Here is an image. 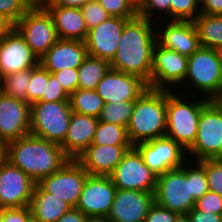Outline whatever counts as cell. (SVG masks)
<instances>
[{
	"mask_svg": "<svg viewBox=\"0 0 222 222\" xmlns=\"http://www.w3.org/2000/svg\"><path fill=\"white\" fill-rule=\"evenodd\" d=\"M155 26L153 21L139 15L128 20L123 27L116 54L110 61L112 69L138 76L148 87L156 44Z\"/></svg>",
	"mask_w": 222,
	"mask_h": 222,
	"instance_id": "6da1fadb",
	"label": "cell"
},
{
	"mask_svg": "<svg viewBox=\"0 0 222 222\" xmlns=\"http://www.w3.org/2000/svg\"><path fill=\"white\" fill-rule=\"evenodd\" d=\"M8 162L35 183L58 171L70 158L55 142L31 134L7 143Z\"/></svg>",
	"mask_w": 222,
	"mask_h": 222,
	"instance_id": "7a4b0ae2",
	"label": "cell"
},
{
	"mask_svg": "<svg viewBox=\"0 0 222 222\" xmlns=\"http://www.w3.org/2000/svg\"><path fill=\"white\" fill-rule=\"evenodd\" d=\"M166 133V90L147 88L134 101V110L127 126L133 146Z\"/></svg>",
	"mask_w": 222,
	"mask_h": 222,
	"instance_id": "3957f363",
	"label": "cell"
},
{
	"mask_svg": "<svg viewBox=\"0 0 222 222\" xmlns=\"http://www.w3.org/2000/svg\"><path fill=\"white\" fill-rule=\"evenodd\" d=\"M173 91L166 90L165 135L187 151L195 142L201 110L210 100L202 96L200 101H186Z\"/></svg>",
	"mask_w": 222,
	"mask_h": 222,
	"instance_id": "277c9868",
	"label": "cell"
},
{
	"mask_svg": "<svg viewBox=\"0 0 222 222\" xmlns=\"http://www.w3.org/2000/svg\"><path fill=\"white\" fill-rule=\"evenodd\" d=\"M186 81L208 100L222 98V64L215 49L201 46L188 57Z\"/></svg>",
	"mask_w": 222,
	"mask_h": 222,
	"instance_id": "5b68a950",
	"label": "cell"
},
{
	"mask_svg": "<svg viewBox=\"0 0 222 222\" xmlns=\"http://www.w3.org/2000/svg\"><path fill=\"white\" fill-rule=\"evenodd\" d=\"M189 154L195 161L222 158V98L210 100L202 108L195 142L187 150L188 160H192Z\"/></svg>",
	"mask_w": 222,
	"mask_h": 222,
	"instance_id": "8992f818",
	"label": "cell"
},
{
	"mask_svg": "<svg viewBox=\"0 0 222 222\" xmlns=\"http://www.w3.org/2000/svg\"><path fill=\"white\" fill-rule=\"evenodd\" d=\"M72 112L69 101L31 104L30 134L60 145L66 137Z\"/></svg>",
	"mask_w": 222,
	"mask_h": 222,
	"instance_id": "52a82bcc",
	"label": "cell"
},
{
	"mask_svg": "<svg viewBox=\"0 0 222 222\" xmlns=\"http://www.w3.org/2000/svg\"><path fill=\"white\" fill-rule=\"evenodd\" d=\"M15 28L39 59L59 39L51 15L41 4H34L15 23Z\"/></svg>",
	"mask_w": 222,
	"mask_h": 222,
	"instance_id": "ba28073f",
	"label": "cell"
},
{
	"mask_svg": "<svg viewBox=\"0 0 222 222\" xmlns=\"http://www.w3.org/2000/svg\"><path fill=\"white\" fill-rule=\"evenodd\" d=\"M155 202L181 214H187L195 206L191 180L185 174V163L176 169L157 176Z\"/></svg>",
	"mask_w": 222,
	"mask_h": 222,
	"instance_id": "9c48e42d",
	"label": "cell"
},
{
	"mask_svg": "<svg viewBox=\"0 0 222 222\" xmlns=\"http://www.w3.org/2000/svg\"><path fill=\"white\" fill-rule=\"evenodd\" d=\"M88 175L76 159H70L58 171L42 178L37 184L45 192L75 208Z\"/></svg>",
	"mask_w": 222,
	"mask_h": 222,
	"instance_id": "30bf717a",
	"label": "cell"
},
{
	"mask_svg": "<svg viewBox=\"0 0 222 222\" xmlns=\"http://www.w3.org/2000/svg\"><path fill=\"white\" fill-rule=\"evenodd\" d=\"M142 155L145 165L156 175L180 168L187 161V151L172 138L165 136L134 146Z\"/></svg>",
	"mask_w": 222,
	"mask_h": 222,
	"instance_id": "8fae6325",
	"label": "cell"
},
{
	"mask_svg": "<svg viewBox=\"0 0 222 222\" xmlns=\"http://www.w3.org/2000/svg\"><path fill=\"white\" fill-rule=\"evenodd\" d=\"M109 176L117 189L155 193L157 176L145 165L134 146L123 155Z\"/></svg>",
	"mask_w": 222,
	"mask_h": 222,
	"instance_id": "7c38bea8",
	"label": "cell"
},
{
	"mask_svg": "<svg viewBox=\"0 0 222 222\" xmlns=\"http://www.w3.org/2000/svg\"><path fill=\"white\" fill-rule=\"evenodd\" d=\"M188 57L171 49L160 46L153 48L152 72L149 88L169 90L182 84L187 74Z\"/></svg>",
	"mask_w": 222,
	"mask_h": 222,
	"instance_id": "4fadbf2b",
	"label": "cell"
},
{
	"mask_svg": "<svg viewBox=\"0 0 222 222\" xmlns=\"http://www.w3.org/2000/svg\"><path fill=\"white\" fill-rule=\"evenodd\" d=\"M117 188L108 175H88L76 209L87 216H108Z\"/></svg>",
	"mask_w": 222,
	"mask_h": 222,
	"instance_id": "5bb4252c",
	"label": "cell"
},
{
	"mask_svg": "<svg viewBox=\"0 0 222 222\" xmlns=\"http://www.w3.org/2000/svg\"><path fill=\"white\" fill-rule=\"evenodd\" d=\"M35 182L8 161L0 169V208L30 206Z\"/></svg>",
	"mask_w": 222,
	"mask_h": 222,
	"instance_id": "9a60e30c",
	"label": "cell"
},
{
	"mask_svg": "<svg viewBox=\"0 0 222 222\" xmlns=\"http://www.w3.org/2000/svg\"><path fill=\"white\" fill-rule=\"evenodd\" d=\"M147 88L148 84L138 76L110 68L97 84L96 92L106 104L135 101Z\"/></svg>",
	"mask_w": 222,
	"mask_h": 222,
	"instance_id": "2e32d148",
	"label": "cell"
},
{
	"mask_svg": "<svg viewBox=\"0 0 222 222\" xmlns=\"http://www.w3.org/2000/svg\"><path fill=\"white\" fill-rule=\"evenodd\" d=\"M38 64L39 58L15 27L0 39V78Z\"/></svg>",
	"mask_w": 222,
	"mask_h": 222,
	"instance_id": "e0dca14e",
	"label": "cell"
},
{
	"mask_svg": "<svg viewBox=\"0 0 222 222\" xmlns=\"http://www.w3.org/2000/svg\"><path fill=\"white\" fill-rule=\"evenodd\" d=\"M31 105L0 91V139L17 140L30 134Z\"/></svg>",
	"mask_w": 222,
	"mask_h": 222,
	"instance_id": "ac0fdd59",
	"label": "cell"
},
{
	"mask_svg": "<svg viewBox=\"0 0 222 222\" xmlns=\"http://www.w3.org/2000/svg\"><path fill=\"white\" fill-rule=\"evenodd\" d=\"M154 202V193L117 189L107 217L111 222H144Z\"/></svg>",
	"mask_w": 222,
	"mask_h": 222,
	"instance_id": "d6986e66",
	"label": "cell"
},
{
	"mask_svg": "<svg viewBox=\"0 0 222 222\" xmlns=\"http://www.w3.org/2000/svg\"><path fill=\"white\" fill-rule=\"evenodd\" d=\"M129 19L110 16L88 30L85 40L88 55L111 61L116 54L125 23Z\"/></svg>",
	"mask_w": 222,
	"mask_h": 222,
	"instance_id": "ffe728a7",
	"label": "cell"
},
{
	"mask_svg": "<svg viewBox=\"0 0 222 222\" xmlns=\"http://www.w3.org/2000/svg\"><path fill=\"white\" fill-rule=\"evenodd\" d=\"M164 29L156 32V42L167 49L187 57L191 56L200 45V40L192 21L170 20Z\"/></svg>",
	"mask_w": 222,
	"mask_h": 222,
	"instance_id": "44dd1931",
	"label": "cell"
},
{
	"mask_svg": "<svg viewBox=\"0 0 222 222\" xmlns=\"http://www.w3.org/2000/svg\"><path fill=\"white\" fill-rule=\"evenodd\" d=\"M87 56L85 42L59 38L39 59V63L53 73L62 69L78 68Z\"/></svg>",
	"mask_w": 222,
	"mask_h": 222,
	"instance_id": "7402d4cb",
	"label": "cell"
},
{
	"mask_svg": "<svg viewBox=\"0 0 222 222\" xmlns=\"http://www.w3.org/2000/svg\"><path fill=\"white\" fill-rule=\"evenodd\" d=\"M98 118L72 112L64 141L60 144L70 159H77L93 142Z\"/></svg>",
	"mask_w": 222,
	"mask_h": 222,
	"instance_id": "603a6c76",
	"label": "cell"
},
{
	"mask_svg": "<svg viewBox=\"0 0 222 222\" xmlns=\"http://www.w3.org/2000/svg\"><path fill=\"white\" fill-rule=\"evenodd\" d=\"M133 146L91 144L76 160L89 175H110Z\"/></svg>",
	"mask_w": 222,
	"mask_h": 222,
	"instance_id": "cb8c5ba5",
	"label": "cell"
},
{
	"mask_svg": "<svg viewBox=\"0 0 222 222\" xmlns=\"http://www.w3.org/2000/svg\"><path fill=\"white\" fill-rule=\"evenodd\" d=\"M51 15L58 38L85 42L88 29L80 8L44 7Z\"/></svg>",
	"mask_w": 222,
	"mask_h": 222,
	"instance_id": "d4e9b609",
	"label": "cell"
},
{
	"mask_svg": "<svg viewBox=\"0 0 222 222\" xmlns=\"http://www.w3.org/2000/svg\"><path fill=\"white\" fill-rule=\"evenodd\" d=\"M72 207L60 198L45 192L37 183L34 186L30 209L36 222H57Z\"/></svg>",
	"mask_w": 222,
	"mask_h": 222,
	"instance_id": "484cf974",
	"label": "cell"
},
{
	"mask_svg": "<svg viewBox=\"0 0 222 222\" xmlns=\"http://www.w3.org/2000/svg\"><path fill=\"white\" fill-rule=\"evenodd\" d=\"M193 23L202 47L215 49L222 45V15L200 14Z\"/></svg>",
	"mask_w": 222,
	"mask_h": 222,
	"instance_id": "4316f807",
	"label": "cell"
},
{
	"mask_svg": "<svg viewBox=\"0 0 222 222\" xmlns=\"http://www.w3.org/2000/svg\"><path fill=\"white\" fill-rule=\"evenodd\" d=\"M110 68V61L88 55L78 67V88L96 90Z\"/></svg>",
	"mask_w": 222,
	"mask_h": 222,
	"instance_id": "83f0119b",
	"label": "cell"
},
{
	"mask_svg": "<svg viewBox=\"0 0 222 222\" xmlns=\"http://www.w3.org/2000/svg\"><path fill=\"white\" fill-rule=\"evenodd\" d=\"M69 103L73 112L98 118L104 102L96 90L77 88L69 95Z\"/></svg>",
	"mask_w": 222,
	"mask_h": 222,
	"instance_id": "f1b7e54d",
	"label": "cell"
},
{
	"mask_svg": "<svg viewBox=\"0 0 222 222\" xmlns=\"http://www.w3.org/2000/svg\"><path fill=\"white\" fill-rule=\"evenodd\" d=\"M93 145L133 146L127 134V128L113 123L98 121Z\"/></svg>",
	"mask_w": 222,
	"mask_h": 222,
	"instance_id": "f546056e",
	"label": "cell"
},
{
	"mask_svg": "<svg viewBox=\"0 0 222 222\" xmlns=\"http://www.w3.org/2000/svg\"><path fill=\"white\" fill-rule=\"evenodd\" d=\"M32 69L14 72L0 78V91L5 95L27 102V86L30 82Z\"/></svg>",
	"mask_w": 222,
	"mask_h": 222,
	"instance_id": "4dcf8cb0",
	"label": "cell"
},
{
	"mask_svg": "<svg viewBox=\"0 0 222 222\" xmlns=\"http://www.w3.org/2000/svg\"><path fill=\"white\" fill-rule=\"evenodd\" d=\"M134 110V101L106 103L98 117L99 121L128 126Z\"/></svg>",
	"mask_w": 222,
	"mask_h": 222,
	"instance_id": "1f68e13d",
	"label": "cell"
},
{
	"mask_svg": "<svg viewBox=\"0 0 222 222\" xmlns=\"http://www.w3.org/2000/svg\"><path fill=\"white\" fill-rule=\"evenodd\" d=\"M191 164L192 161L190 165H187L185 162V174L187 179L191 180L192 195L196 201L209 191L205 172V159L196 162L194 160V167Z\"/></svg>",
	"mask_w": 222,
	"mask_h": 222,
	"instance_id": "d6a6232c",
	"label": "cell"
},
{
	"mask_svg": "<svg viewBox=\"0 0 222 222\" xmlns=\"http://www.w3.org/2000/svg\"><path fill=\"white\" fill-rule=\"evenodd\" d=\"M50 72L40 63L31 70L30 82L27 86V103L30 105L39 101L45 94V83Z\"/></svg>",
	"mask_w": 222,
	"mask_h": 222,
	"instance_id": "836d02e7",
	"label": "cell"
},
{
	"mask_svg": "<svg viewBox=\"0 0 222 222\" xmlns=\"http://www.w3.org/2000/svg\"><path fill=\"white\" fill-rule=\"evenodd\" d=\"M170 20L194 21L200 13L199 0H170Z\"/></svg>",
	"mask_w": 222,
	"mask_h": 222,
	"instance_id": "e575fe53",
	"label": "cell"
},
{
	"mask_svg": "<svg viewBox=\"0 0 222 222\" xmlns=\"http://www.w3.org/2000/svg\"><path fill=\"white\" fill-rule=\"evenodd\" d=\"M105 11L113 17L132 19L138 15V9L130 0H97Z\"/></svg>",
	"mask_w": 222,
	"mask_h": 222,
	"instance_id": "d590c367",
	"label": "cell"
},
{
	"mask_svg": "<svg viewBox=\"0 0 222 222\" xmlns=\"http://www.w3.org/2000/svg\"><path fill=\"white\" fill-rule=\"evenodd\" d=\"M33 5V0H0V14L15 24Z\"/></svg>",
	"mask_w": 222,
	"mask_h": 222,
	"instance_id": "8d00e7d4",
	"label": "cell"
},
{
	"mask_svg": "<svg viewBox=\"0 0 222 222\" xmlns=\"http://www.w3.org/2000/svg\"><path fill=\"white\" fill-rule=\"evenodd\" d=\"M209 191L222 196V158L205 159Z\"/></svg>",
	"mask_w": 222,
	"mask_h": 222,
	"instance_id": "74e56055",
	"label": "cell"
},
{
	"mask_svg": "<svg viewBox=\"0 0 222 222\" xmlns=\"http://www.w3.org/2000/svg\"><path fill=\"white\" fill-rule=\"evenodd\" d=\"M83 18L88 30L98 26L103 21L107 20L110 15L99 4L97 0H92L82 6L81 8Z\"/></svg>",
	"mask_w": 222,
	"mask_h": 222,
	"instance_id": "f35d334b",
	"label": "cell"
},
{
	"mask_svg": "<svg viewBox=\"0 0 222 222\" xmlns=\"http://www.w3.org/2000/svg\"><path fill=\"white\" fill-rule=\"evenodd\" d=\"M39 101H69V94L65 91L53 73L49 74L48 82L45 83V94H43Z\"/></svg>",
	"mask_w": 222,
	"mask_h": 222,
	"instance_id": "ab89813d",
	"label": "cell"
},
{
	"mask_svg": "<svg viewBox=\"0 0 222 222\" xmlns=\"http://www.w3.org/2000/svg\"><path fill=\"white\" fill-rule=\"evenodd\" d=\"M170 4V0H145L138 8V15L152 21V19L154 20L151 17L152 13L155 12L158 15V12L161 11L159 14L162 15L164 12L170 20Z\"/></svg>",
	"mask_w": 222,
	"mask_h": 222,
	"instance_id": "60d3db41",
	"label": "cell"
},
{
	"mask_svg": "<svg viewBox=\"0 0 222 222\" xmlns=\"http://www.w3.org/2000/svg\"><path fill=\"white\" fill-rule=\"evenodd\" d=\"M195 209L222 215V196L208 191L195 201Z\"/></svg>",
	"mask_w": 222,
	"mask_h": 222,
	"instance_id": "b9f144b4",
	"label": "cell"
},
{
	"mask_svg": "<svg viewBox=\"0 0 222 222\" xmlns=\"http://www.w3.org/2000/svg\"><path fill=\"white\" fill-rule=\"evenodd\" d=\"M180 214L164 208L154 202L147 213L144 222H175Z\"/></svg>",
	"mask_w": 222,
	"mask_h": 222,
	"instance_id": "7bdbcfd3",
	"label": "cell"
},
{
	"mask_svg": "<svg viewBox=\"0 0 222 222\" xmlns=\"http://www.w3.org/2000/svg\"><path fill=\"white\" fill-rule=\"evenodd\" d=\"M53 74L69 95L78 88V68L62 69L60 71L53 72Z\"/></svg>",
	"mask_w": 222,
	"mask_h": 222,
	"instance_id": "ee69618b",
	"label": "cell"
},
{
	"mask_svg": "<svg viewBox=\"0 0 222 222\" xmlns=\"http://www.w3.org/2000/svg\"><path fill=\"white\" fill-rule=\"evenodd\" d=\"M32 212L30 206L20 208H3V222H30Z\"/></svg>",
	"mask_w": 222,
	"mask_h": 222,
	"instance_id": "f6af8a7d",
	"label": "cell"
},
{
	"mask_svg": "<svg viewBox=\"0 0 222 222\" xmlns=\"http://www.w3.org/2000/svg\"><path fill=\"white\" fill-rule=\"evenodd\" d=\"M191 222H222V215L193 208L187 213Z\"/></svg>",
	"mask_w": 222,
	"mask_h": 222,
	"instance_id": "bcb514c9",
	"label": "cell"
},
{
	"mask_svg": "<svg viewBox=\"0 0 222 222\" xmlns=\"http://www.w3.org/2000/svg\"><path fill=\"white\" fill-rule=\"evenodd\" d=\"M200 13L206 15H222V0H199Z\"/></svg>",
	"mask_w": 222,
	"mask_h": 222,
	"instance_id": "7dc6e473",
	"label": "cell"
},
{
	"mask_svg": "<svg viewBox=\"0 0 222 222\" xmlns=\"http://www.w3.org/2000/svg\"><path fill=\"white\" fill-rule=\"evenodd\" d=\"M92 0H45L41 5L43 7H72L81 8Z\"/></svg>",
	"mask_w": 222,
	"mask_h": 222,
	"instance_id": "c3c4849f",
	"label": "cell"
},
{
	"mask_svg": "<svg viewBox=\"0 0 222 222\" xmlns=\"http://www.w3.org/2000/svg\"><path fill=\"white\" fill-rule=\"evenodd\" d=\"M87 215L76 208H71L57 222H85Z\"/></svg>",
	"mask_w": 222,
	"mask_h": 222,
	"instance_id": "681fc988",
	"label": "cell"
},
{
	"mask_svg": "<svg viewBox=\"0 0 222 222\" xmlns=\"http://www.w3.org/2000/svg\"><path fill=\"white\" fill-rule=\"evenodd\" d=\"M14 27L15 24L10 19L0 14V39L6 36Z\"/></svg>",
	"mask_w": 222,
	"mask_h": 222,
	"instance_id": "f907efd6",
	"label": "cell"
},
{
	"mask_svg": "<svg viewBox=\"0 0 222 222\" xmlns=\"http://www.w3.org/2000/svg\"><path fill=\"white\" fill-rule=\"evenodd\" d=\"M7 142L0 139V169L8 161Z\"/></svg>",
	"mask_w": 222,
	"mask_h": 222,
	"instance_id": "816d5d0a",
	"label": "cell"
},
{
	"mask_svg": "<svg viewBox=\"0 0 222 222\" xmlns=\"http://www.w3.org/2000/svg\"><path fill=\"white\" fill-rule=\"evenodd\" d=\"M85 222H111L107 216H87Z\"/></svg>",
	"mask_w": 222,
	"mask_h": 222,
	"instance_id": "f5cc1de1",
	"label": "cell"
},
{
	"mask_svg": "<svg viewBox=\"0 0 222 222\" xmlns=\"http://www.w3.org/2000/svg\"><path fill=\"white\" fill-rule=\"evenodd\" d=\"M175 222H191V220L187 214H181L176 218Z\"/></svg>",
	"mask_w": 222,
	"mask_h": 222,
	"instance_id": "db71d44e",
	"label": "cell"
},
{
	"mask_svg": "<svg viewBox=\"0 0 222 222\" xmlns=\"http://www.w3.org/2000/svg\"><path fill=\"white\" fill-rule=\"evenodd\" d=\"M216 54L218 59L220 60L221 64H222V45L221 46H217L215 48Z\"/></svg>",
	"mask_w": 222,
	"mask_h": 222,
	"instance_id": "11a10c76",
	"label": "cell"
},
{
	"mask_svg": "<svg viewBox=\"0 0 222 222\" xmlns=\"http://www.w3.org/2000/svg\"><path fill=\"white\" fill-rule=\"evenodd\" d=\"M133 5L138 9L145 0H130Z\"/></svg>",
	"mask_w": 222,
	"mask_h": 222,
	"instance_id": "9f6ffc18",
	"label": "cell"
},
{
	"mask_svg": "<svg viewBox=\"0 0 222 222\" xmlns=\"http://www.w3.org/2000/svg\"><path fill=\"white\" fill-rule=\"evenodd\" d=\"M0 222H3V208H0Z\"/></svg>",
	"mask_w": 222,
	"mask_h": 222,
	"instance_id": "6f0895ef",
	"label": "cell"
},
{
	"mask_svg": "<svg viewBox=\"0 0 222 222\" xmlns=\"http://www.w3.org/2000/svg\"><path fill=\"white\" fill-rule=\"evenodd\" d=\"M45 0H36V4H42Z\"/></svg>",
	"mask_w": 222,
	"mask_h": 222,
	"instance_id": "680465c9",
	"label": "cell"
}]
</instances>
